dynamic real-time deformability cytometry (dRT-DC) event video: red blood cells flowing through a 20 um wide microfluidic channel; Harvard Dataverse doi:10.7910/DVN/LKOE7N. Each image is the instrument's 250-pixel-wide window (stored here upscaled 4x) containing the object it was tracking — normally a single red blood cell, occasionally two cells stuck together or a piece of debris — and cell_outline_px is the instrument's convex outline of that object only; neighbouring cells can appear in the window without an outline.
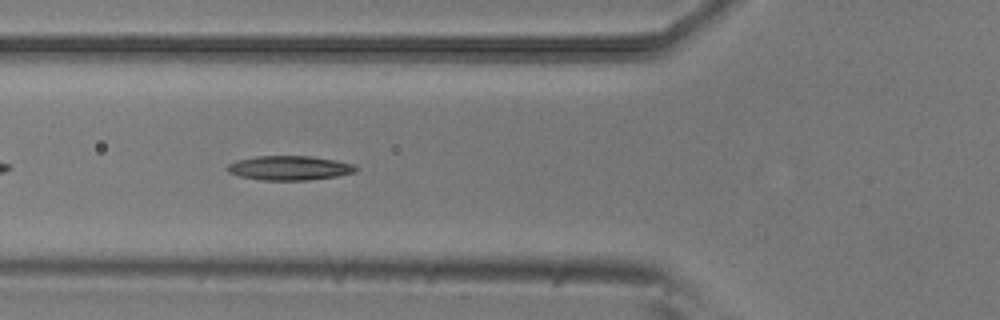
{"species": "common noctule bat (a hibernating species)", "species_latin": "Nyctalus noctula", "temperature_condition": "room temperature", "stored_images_in_passage": 41, "camera_frame_rate_fps": 3000, "um_per_image_px": 0.085, "animal": {"sex": "male", "body_mass_g": 20.5, "forearm_length_mm": 52.5}, "frame": {"image": 1, "passage_image": 6, "time_ms": 1.667, "image_size_px": [1000, 320], "cell_outline_px": [[360, 168], [356, 172], [336, 176], [308, 180], [260, 180], [240, 176], [228, 172], [224, 168], [228, 164], [236, 160], [256, 156], [308, 156], [336, 160], [352, 164]], "centroid_in_image_um": [24.58, 14.27], "position_along_channel_um": 101.2, "area_um2": 18.32}}
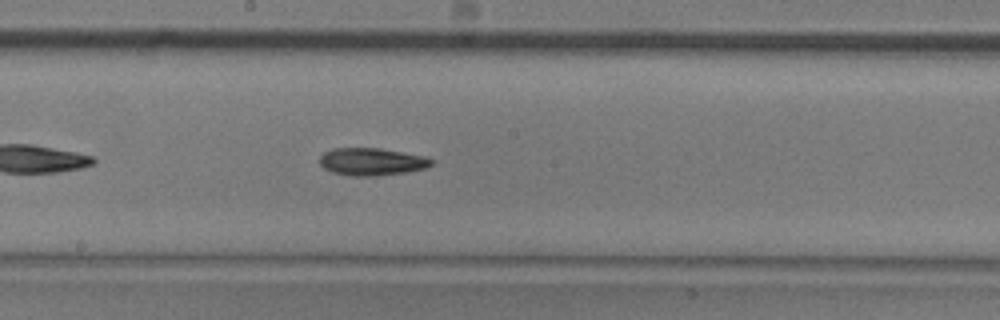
{"frame": {"image": 2, "passage_image": 15, "time_ms": 4.667, "image_size_px": [1000, 320], "cell_outline_px": [[432, 164], [424, 168], [404, 172], [372, 176], [352, 176], [332, 172], [324, 168], [320, 164], [320, 156], [324, 152], [332, 148], [380, 148], [424, 156], [432, 160]], "centroid_in_image_um": [31.54, 13.73], "position_along_channel_um": 216.7, "area_um2": 17.69}}
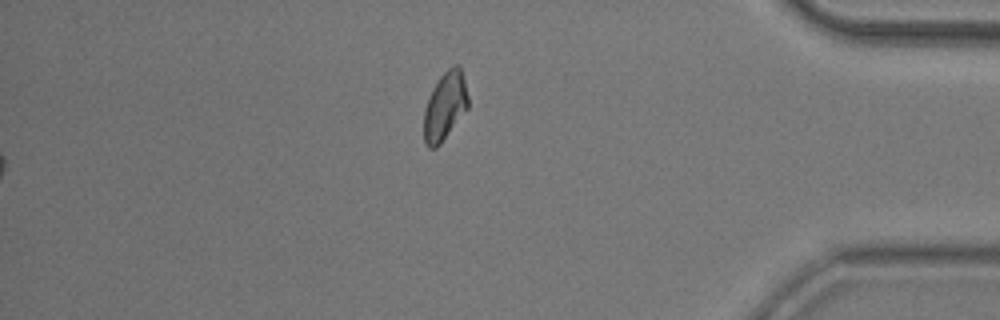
{"frame": {"image": 3, "passage_image": 41, "time_ms": 13.333, "image_size_px": [1000, 320], "cell_outline_px": [[468, 108], [440, 144], [436, 148], [428, 148], [424, 140], [424, 112], [432, 88], [440, 76], [452, 64], [460, 64], [468, 96]], "centroid_in_image_um": [37.83, 9.0], "position_along_channel_um": 397.4, "area_um2": 17.51}, "authors_computed_cell_mechanics": {"area_um2": 17.2822, "velocity_mm_per_s": 3.8318, "shape_relaxation_time_tau1_ms": 4.8528, "shape_relaxation_time_tau2_ms": null, "deformation_change_tau1": 0.1403, "deformation_change_tau2": null}}